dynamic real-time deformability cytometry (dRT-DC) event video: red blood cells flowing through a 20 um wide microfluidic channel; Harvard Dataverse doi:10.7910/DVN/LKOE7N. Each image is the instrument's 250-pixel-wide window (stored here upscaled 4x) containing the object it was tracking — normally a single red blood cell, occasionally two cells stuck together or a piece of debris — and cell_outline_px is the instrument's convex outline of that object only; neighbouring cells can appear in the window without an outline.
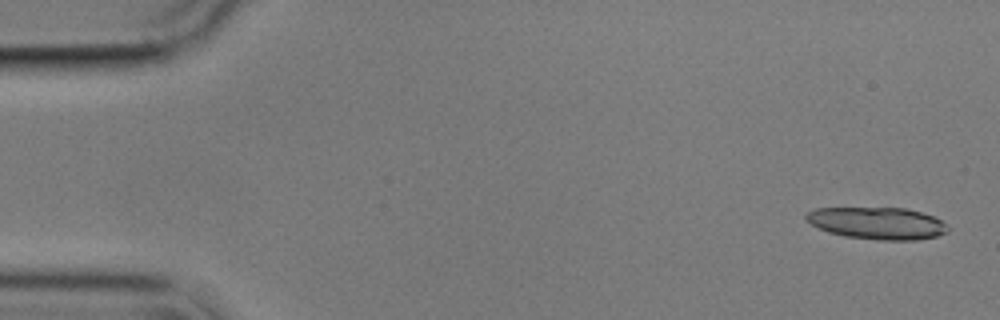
{"species": "common noctule bat (a hibernating species)", "species_latin": "Nyctalus noctula", "temperature_condition": "cold", "stored_images_in_passage": 17, "camera_frame_rate_fps": 3000, "um_per_image_px": 0.085, "animal": {"sex": "male", "body_mass_g": 17.9}, "frame": {"image": 1, "passage_image": 2, "time_ms": 0.333, "image_size_px": [1000, 320], "cell_outline_px": [[948, 232], [936, 236], [916, 240], [880, 240], [844, 236], [828, 232], [804, 220], [804, 216], [808, 212], [816, 208], [904, 208], [920, 212], [932, 216], [948, 224]], "centroid_in_image_um": [74.57, 18.97], "position_along_channel_um": 10.4, "area_um2": 26.41}}
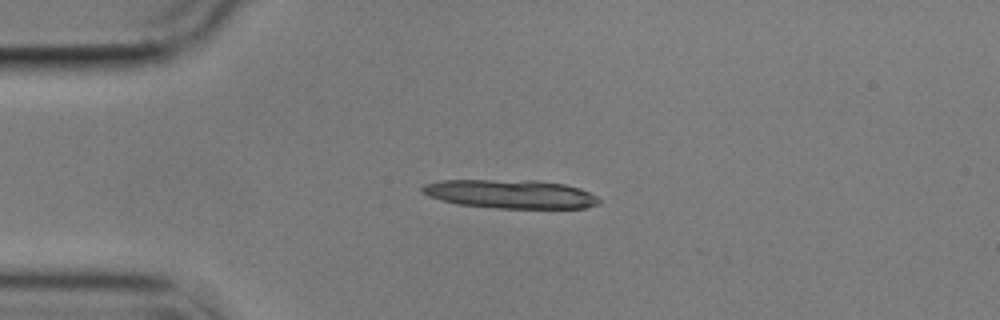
{"frame": {"image": 2, "passage_image": 13, "time_ms": 4.0, "image_size_px": [1000, 320], "cell_outline_px": [[600, 204], [584, 208], [496, 208], [456, 204], [428, 196], [420, 188], [424, 184], [440, 180], [536, 180], [564, 184], [580, 188], [596, 196], [600, 200]], "centroid_in_image_um": [43.39, 16.49], "position_along_channel_um": 41.6, "area_um2": 29.65}}